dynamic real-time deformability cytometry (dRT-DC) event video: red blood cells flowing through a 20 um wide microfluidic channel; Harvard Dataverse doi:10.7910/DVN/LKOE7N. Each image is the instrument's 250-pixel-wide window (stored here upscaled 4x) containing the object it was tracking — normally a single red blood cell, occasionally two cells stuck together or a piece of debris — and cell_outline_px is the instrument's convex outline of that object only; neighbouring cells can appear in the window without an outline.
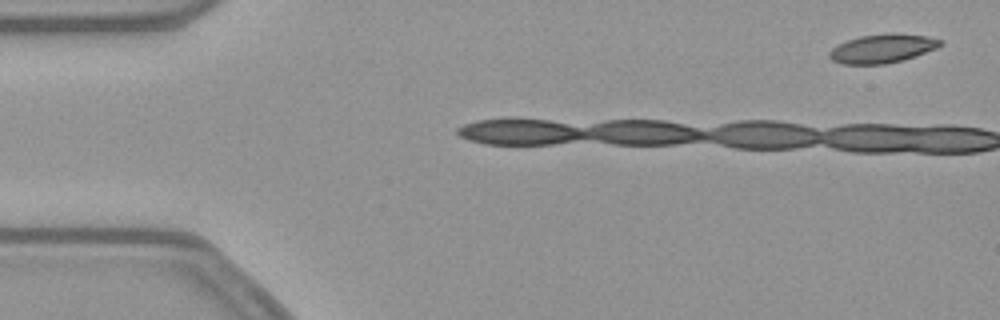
{"species": "common noctule bat (a hibernating species)", "species_latin": "Nyctalus noctula", "temperature_condition": "warm", "stored_images_in_passage": 6, "camera_frame_rate_fps": 3000, "um_per_image_px": 0.085, "animal": {"sex": "female", "body_mass_g": 21.9}, "frame": {"image": 1, "passage_image": 2, "time_ms": 0.333, "image_size_px": [1000, 320], "cell_outline_px": [[944, 40], [936, 48], [916, 56], [904, 60], [884, 64], [840, 64], [832, 60], [828, 56], [828, 52], [832, 48], [848, 40], [860, 36], [892, 32], [924, 36]], "centroid_in_image_um": [74.98, 4.13], "position_along_channel_um": 10.0, "area_um2": 18.61}}